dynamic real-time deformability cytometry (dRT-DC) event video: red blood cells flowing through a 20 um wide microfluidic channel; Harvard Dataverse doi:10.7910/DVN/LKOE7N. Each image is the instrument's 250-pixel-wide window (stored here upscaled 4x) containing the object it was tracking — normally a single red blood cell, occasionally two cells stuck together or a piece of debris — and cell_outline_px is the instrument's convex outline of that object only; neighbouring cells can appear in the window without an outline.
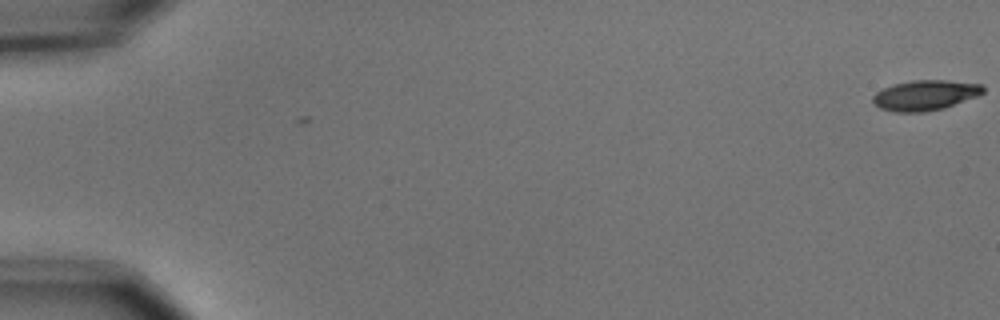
{"species": "common noctule bat (a hibernating species)", "species_latin": "Nyctalus noctula", "temperature_condition": "cold", "stored_images_in_passage": 5, "camera_frame_rate_fps": 3000, "um_per_image_px": 0.085, "animal": {"sex": "male", "body_mass_g": 15.6}, "frame": {"image": 1, "passage_image": 5, "time_ms": 1.333, "image_size_px": [1000, 320], "cell_outline_px": [[984, 92], [980, 96], [944, 108], [924, 112], [892, 112], [880, 108], [872, 100], [872, 96], [876, 92], [892, 84], [912, 80], [944, 80], [984, 84]], "centroid_in_image_um": [78.67, 8.09], "position_along_channel_um": 6.3, "area_um2": 19.65}}